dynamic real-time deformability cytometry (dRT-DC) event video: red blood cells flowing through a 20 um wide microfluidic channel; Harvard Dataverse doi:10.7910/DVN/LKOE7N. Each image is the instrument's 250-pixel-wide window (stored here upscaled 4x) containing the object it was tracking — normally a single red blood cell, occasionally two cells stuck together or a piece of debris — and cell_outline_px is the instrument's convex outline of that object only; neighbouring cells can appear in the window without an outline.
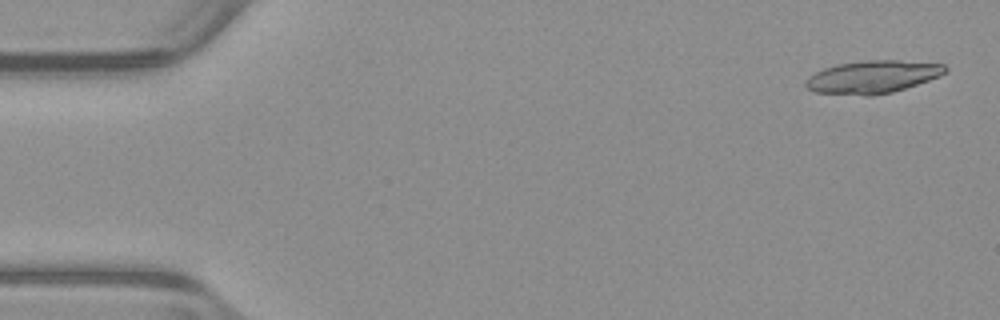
{"species": "common noctule bat (a hibernating species)", "species_latin": "Nyctalus noctula", "temperature_condition": "warm", "stored_images_in_passage": 18, "camera_frame_rate_fps": 3000, "um_per_image_px": 0.085, "animal": {"sex": "male", "body_mass_g": 23.1, "forearm_length_mm": 52.7}, "frame": {"image": 1, "passage_image": 2, "time_ms": 0.333, "image_size_px": [1000, 320], "cell_outline_px": [[948, 68], [940, 76], [892, 92], [872, 96], [864, 96], [812, 92], [804, 84], [804, 80], [808, 76], [824, 68], [836, 64], [868, 60], [900, 60], [944, 64]], "centroid_in_image_um": [74.12, 6.54], "position_along_channel_um": 10.9, "area_um2": 26.7}}